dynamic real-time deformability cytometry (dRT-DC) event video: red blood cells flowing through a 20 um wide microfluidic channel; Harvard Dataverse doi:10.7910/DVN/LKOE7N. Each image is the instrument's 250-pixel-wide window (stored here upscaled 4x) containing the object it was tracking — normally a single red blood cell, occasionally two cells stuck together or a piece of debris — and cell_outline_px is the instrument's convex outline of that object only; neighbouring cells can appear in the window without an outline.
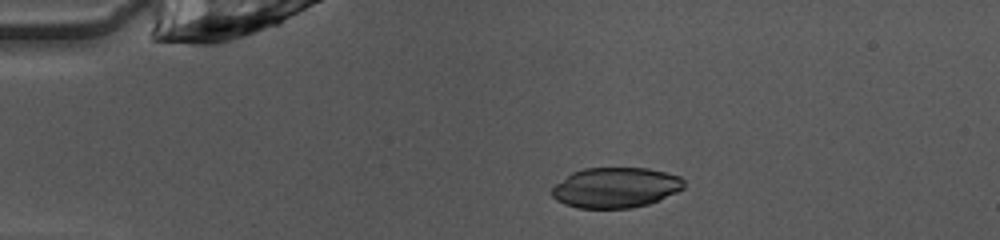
{"species": "common noctule bat (a hibernating species)", "species_latin": "Nyctalus noctula", "temperature_condition": "warm", "stored_images_in_passage": 35, "camera_frame_rate_fps": 3000, "um_per_image_px": 0.085, "animal": {"sex": "female", "body_mass_g": 10.0, "forearm_length_mm": 53.1}, "frame": {"image": 1, "passage_image": 3, "time_ms": 0.667, "image_size_px": [1000, 240], "cell_outline_px": [[684, 188], [676, 192], [648, 204], [632, 208], [576, 208], [564, 204], [556, 200], [552, 196], [552, 188], [556, 184], [572, 172], [584, 168], [648, 168], [680, 176], [684, 180]], "centroid_in_image_um": [52.31, 15.95], "position_along_channel_um": 32.7, "area_um2": 30.98}}
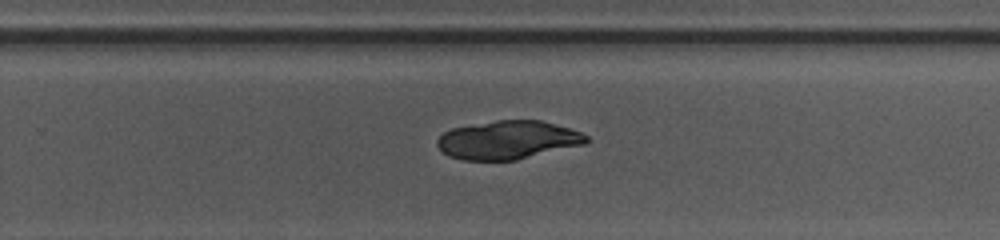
{"frame": {"image": 2, "passage_image": 25, "time_ms": 8.0, "image_size_px": [1000, 240], "cell_outline_px": [[588, 140], [584, 144], [516, 160], [464, 160], [448, 156], [440, 152], [436, 144], [436, 140], [444, 132], [452, 128], [496, 120], [540, 120], [568, 128], [580, 132], [588, 136]], "centroid_in_image_um": [43.12, 11.9], "position_along_channel_um": 286.7, "area_um2": 33.29}}